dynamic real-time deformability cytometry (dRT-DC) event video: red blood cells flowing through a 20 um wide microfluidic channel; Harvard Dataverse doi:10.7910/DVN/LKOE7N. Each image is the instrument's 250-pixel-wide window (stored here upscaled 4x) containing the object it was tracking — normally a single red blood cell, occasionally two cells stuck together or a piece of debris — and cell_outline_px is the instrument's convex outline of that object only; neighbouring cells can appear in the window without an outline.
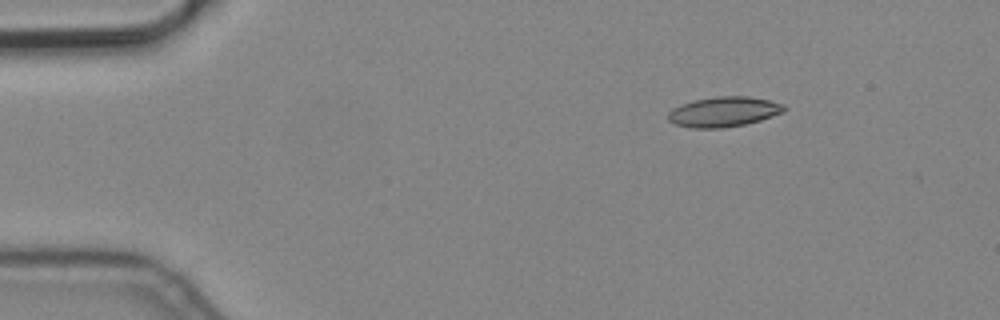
{"species": "common noctule bat (a hibernating species)", "species_latin": "Nyctalus noctula", "temperature_condition": "cold", "stored_images_in_passage": 6, "camera_frame_rate_fps": 3000, "um_per_image_px": 0.085, "animal": {"sex": "male", "body_mass_g": 19.2, "forearm_length_mm": 51.8}, "frame": {"image": 1, "passage_image": 2, "time_ms": 0.333, "image_size_px": [1000, 320], "cell_outline_px": [[788, 108], [784, 112], [760, 120], [744, 124], [724, 128], [692, 128], [676, 124], [668, 120], [668, 112], [672, 108], [680, 104], [696, 100], [716, 96], [748, 96], [768, 100], [784, 104]], "centroid_in_image_um": [61.52, 9.5], "position_along_channel_um": 23.5, "area_um2": 20.35}}
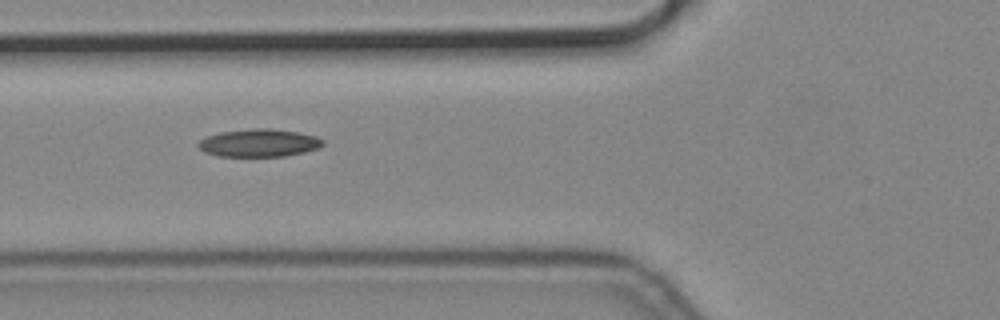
{"frame": {"image": 2, "passage_image": 5, "time_ms": 1.333, "image_size_px": [1000, 320], "cell_outline_px": [[324, 144], [320, 148], [304, 152], [284, 156], [216, 156], [204, 152], [196, 144], [200, 140], [208, 136], [220, 132], [252, 128], [272, 128], [296, 132], [316, 136], [324, 140]], "centroid_in_image_um": [22.02, 12.15], "position_along_channel_um": 103.8, "area_um2": 20.23}}
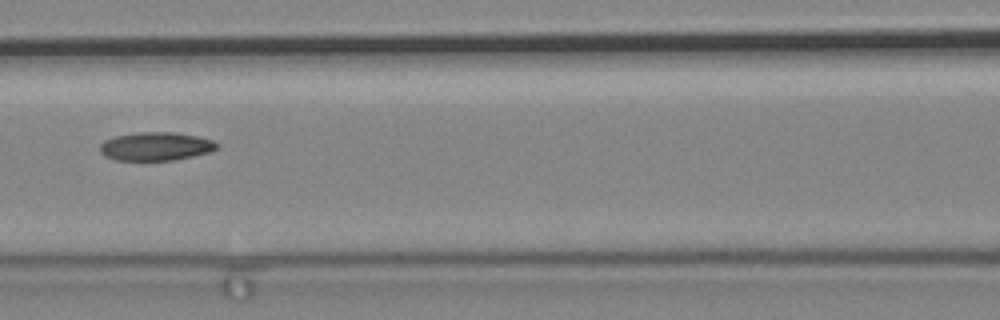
{"frame": {"image": 3, "passage_image": 6, "time_ms": 1.667, "image_size_px": [1000, 320], "cell_outline_px": [[220, 148], [208, 152], [192, 156], [172, 160], [116, 160], [104, 156], [100, 152], [100, 144], [104, 140], [116, 136], [140, 132], [176, 132], [196, 136], [212, 140], [220, 144]], "centroid_in_image_um": [13.25, 12.44], "position_along_channel_um": 153.4, "area_um2": 19.36}}